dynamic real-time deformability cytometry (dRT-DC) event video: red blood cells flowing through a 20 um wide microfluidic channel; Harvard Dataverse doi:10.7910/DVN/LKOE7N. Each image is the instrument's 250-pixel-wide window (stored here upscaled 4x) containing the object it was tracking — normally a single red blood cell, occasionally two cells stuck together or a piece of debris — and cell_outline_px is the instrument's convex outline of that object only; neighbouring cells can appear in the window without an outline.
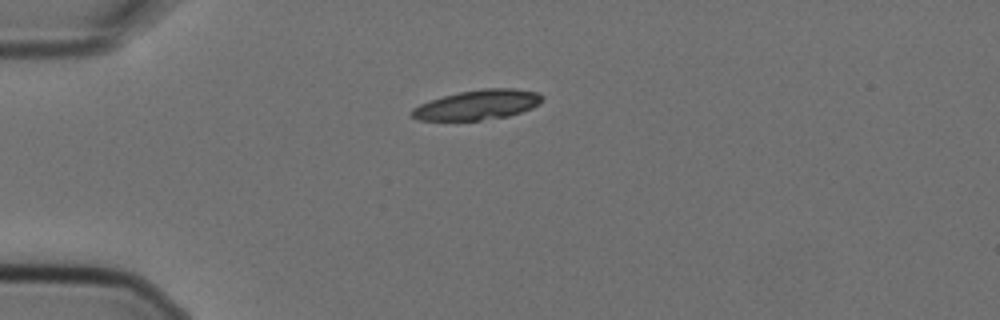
{"species": "Egyptian fruit bat (a non-hibernating species)", "species_latin": "Rousettus aegyptiacus", "temperature_condition": "cold", "stored_images_in_passage": 8, "camera_frame_rate_fps": 3000, "um_per_image_px": 0.085, "animal": {"sex": "female"}, "frame": {"image": 1, "passage_image": 1, "time_ms": 0.0, "image_size_px": [1000, 320], "cell_outline_px": [[544, 100], [540, 104], [532, 108], [508, 116], [480, 120], [420, 120], [408, 116], [408, 112], [412, 108], [420, 104], [444, 96], [460, 92], [484, 88], [512, 88], [536, 92], [544, 96]], "centroid_in_image_um": [40.59, 8.91], "position_along_channel_um": 44.4, "area_um2": 22.66}}
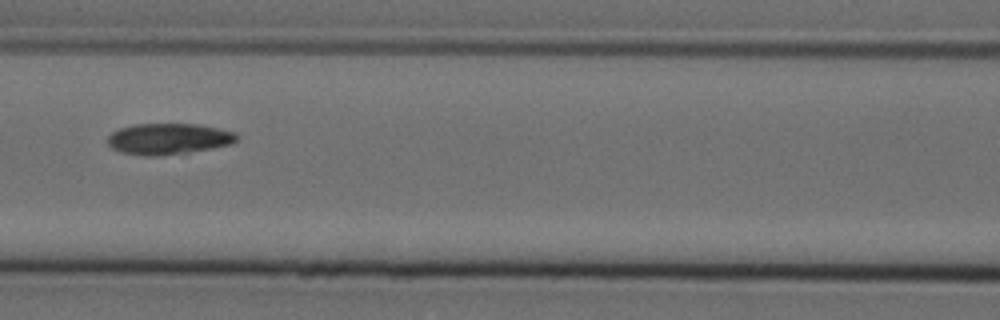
{"frame": {"image": 2, "passage_image": 4, "time_ms": 1.0, "image_size_px": [1000, 320], "cell_outline_px": [[240, 136], [232, 144], [188, 152], [152, 156], [144, 156], [120, 152], [112, 148], [108, 144], [108, 136], [112, 132], [120, 128], [136, 124], [200, 124], [236, 132]], "centroid_in_image_um": [14.33, 11.79], "position_along_channel_um": 152.3, "area_um2": 23.35}}
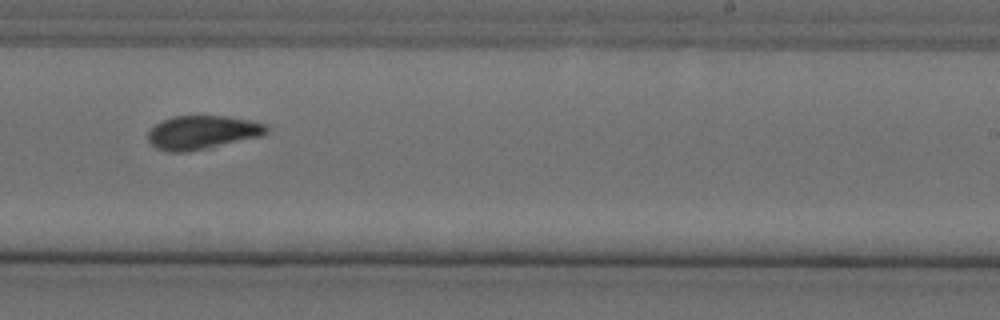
{"frame": {"image": 3, "passage_image": 7, "time_ms": 2.0, "image_size_px": [1000, 320], "cell_outline_px": [[272, 128], [268, 132], [260, 136], [188, 152], [168, 152], [156, 148], [148, 140], [148, 132], [160, 120], [172, 116], [224, 116], [248, 120], [268, 124]], "centroid_in_image_um": [17.19, 11.25], "position_along_channel_um": 271.8, "area_um2": 23.24}}